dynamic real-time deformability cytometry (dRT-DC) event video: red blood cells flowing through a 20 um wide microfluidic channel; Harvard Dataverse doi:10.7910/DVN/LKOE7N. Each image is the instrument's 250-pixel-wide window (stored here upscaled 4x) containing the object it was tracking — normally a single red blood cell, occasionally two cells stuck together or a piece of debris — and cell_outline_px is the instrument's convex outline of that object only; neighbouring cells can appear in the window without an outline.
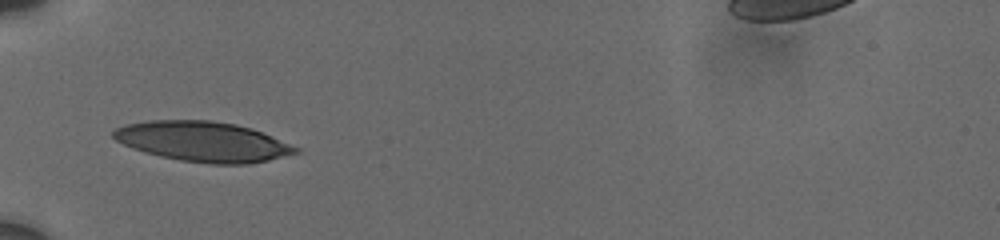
{"species": "human", "species_latin": "Homo sapiens", "temperature_condition": "cold", "stored_images_in_passage": 47, "camera_frame_rate_fps": 3000, "um_per_image_px": 0.085, "donor": {"sex": "male"}, "frame": {"image": 1, "passage_image": 1, "time_ms": 0.0, "image_size_px": [1000, 240], "cell_outline_px": [[300, 152], [268, 160], [248, 164], [208, 164], [180, 160], [160, 156], [144, 152], [132, 148], [116, 140], [112, 136], [112, 132], [116, 128], [124, 124], [148, 120], [212, 120], [236, 124], [252, 128], [300, 148]], "centroid_in_image_um": [17.24, 12.03], "position_along_channel_um": 67.8, "area_um2": 42.66}}
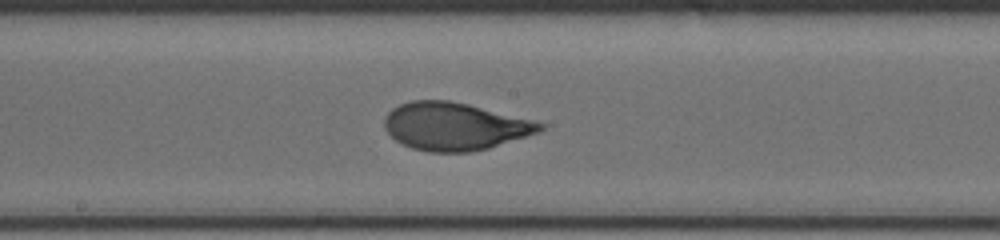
{"frame": {"image": 2, "passage_image": 27, "time_ms": 4.0, "image_size_px": [1000, 240], "cell_outline_px": [[548, 128], [540, 132], [488, 148], [472, 152], [428, 152], [412, 148], [396, 140], [384, 128], [384, 116], [392, 108], [400, 104], [412, 100], [448, 100], [468, 104], [548, 124]], "centroid_in_image_um": [38.66, 10.74], "position_along_channel_um": 209.5, "area_um2": 43.29}}
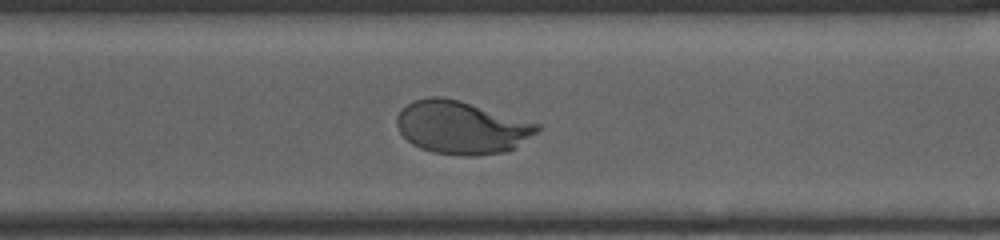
{"frame": {"image": 3, "passage_image": 46, "time_ms": 7.333, "image_size_px": [1000, 240], "cell_outline_px": [[540, 128], [536, 132], [512, 148], [504, 152], [476, 156], [460, 156], [432, 152], [420, 148], [412, 144], [400, 132], [396, 124], [396, 116], [408, 104], [416, 100], [428, 96], [440, 96], [460, 100], [540, 124]], "centroid_in_image_um": [39.2, 10.83], "position_along_channel_um": 331.4, "area_um2": 43.0}}